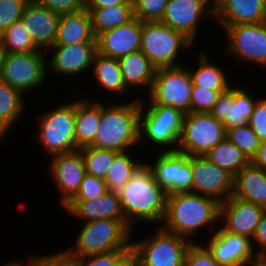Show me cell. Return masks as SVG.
I'll return each mask as SVG.
<instances>
[{"label": "cell", "instance_id": "cell-49", "mask_svg": "<svg viewBox=\"0 0 266 266\" xmlns=\"http://www.w3.org/2000/svg\"><path fill=\"white\" fill-rule=\"evenodd\" d=\"M119 4H133V0H85V7H108Z\"/></svg>", "mask_w": 266, "mask_h": 266}, {"label": "cell", "instance_id": "cell-12", "mask_svg": "<svg viewBox=\"0 0 266 266\" xmlns=\"http://www.w3.org/2000/svg\"><path fill=\"white\" fill-rule=\"evenodd\" d=\"M226 138L223 122L210 113H187L183 117L178 152L189 156L204 155Z\"/></svg>", "mask_w": 266, "mask_h": 266}, {"label": "cell", "instance_id": "cell-20", "mask_svg": "<svg viewBox=\"0 0 266 266\" xmlns=\"http://www.w3.org/2000/svg\"><path fill=\"white\" fill-rule=\"evenodd\" d=\"M265 208L231 195L220 203V226L229 233L252 239Z\"/></svg>", "mask_w": 266, "mask_h": 266}, {"label": "cell", "instance_id": "cell-10", "mask_svg": "<svg viewBox=\"0 0 266 266\" xmlns=\"http://www.w3.org/2000/svg\"><path fill=\"white\" fill-rule=\"evenodd\" d=\"M1 80L7 82L26 97L37 89L39 91L48 80L46 52H4Z\"/></svg>", "mask_w": 266, "mask_h": 266}, {"label": "cell", "instance_id": "cell-37", "mask_svg": "<svg viewBox=\"0 0 266 266\" xmlns=\"http://www.w3.org/2000/svg\"><path fill=\"white\" fill-rule=\"evenodd\" d=\"M226 138L238 147L249 161L255 156L262 142L249 124L226 128Z\"/></svg>", "mask_w": 266, "mask_h": 266}, {"label": "cell", "instance_id": "cell-47", "mask_svg": "<svg viewBox=\"0 0 266 266\" xmlns=\"http://www.w3.org/2000/svg\"><path fill=\"white\" fill-rule=\"evenodd\" d=\"M252 245L259 258H266V210L256 226L252 237Z\"/></svg>", "mask_w": 266, "mask_h": 266}, {"label": "cell", "instance_id": "cell-43", "mask_svg": "<svg viewBox=\"0 0 266 266\" xmlns=\"http://www.w3.org/2000/svg\"><path fill=\"white\" fill-rule=\"evenodd\" d=\"M184 266H223L217 263L211 252L201 240L200 243H191L187 250Z\"/></svg>", "mask_w": 266, "mask_h": 266}, {"label": "cell", "instance_id": "cell-35", "mask_svg": "<svg viewBox=\"0 0 266 266\" xmlns=\"http://www.w3.org/2000/svg\"><path fill=\"white\" fill-rule=\"evenodd\" d=\"M0 49L5 53L46 52L34 44L21 19L0 35Z\"/></svg>", "mask_w": 266, "mask_h": 266}, {"label": "cell", "instance_id": "cell-22", "mask_svg": "<svg viewBox=\"0 0 266 266\" xmlns=\"http://www.w3.org/2000/svg\"><path fill=\"white\" fill-rule=\"evenodd\" d=\"M34 44L43 51L54 45L60 15L35 1H28L21 17Z\"/></svg>", "mask_w": 266, "mask_h": 266}, {"label": "cell", "instance_id": "cell-3", "mask_svg": "<svg viewBox=\"0 0 266 266\" xmlns=\"http://www.w3.org/2000/svg\"><path fill=\"white\" fill-rule=\"evenodd\" d=\"M140 98L135 96L128 102L101 100L100 124L89 146L118 153L138 149Z\"/></svg>", "mask_w": 266, "mask_h": 266}, {"label": "cell", "instance_id": "cell-2", "mask_svg": "<svg viewBox=\"0 0 266 266\" xmlns=\"http://www.w3.org/2000/svg\"><path fill=\"white\" fill-rule=\"evenodd\" d=\"M117 192L125 220L132 230H135V225H162L167 193L155 181L153 172L146 162Z\"/></svg>", "mask_w": 266, "mask_h": 266}, {"label": "cell", "instance_id": "cell-6", "mask_svg": "<svg viewBox=\"0 0 266 266\" xmlns=\"http://www.w3.org/2000/svg\"><path fill=\"white\" fill-rule=\"evenodd\" d=\"M184 114L173 107L143 105L140 102L139 147L155 148L153 151H177L182 133ZM151 144L153 147H151ZM142 145V146H141Z\"/></svg>", "mask_w": 266, "mask_h": 266}, {"label": "cell", "instance_id": "cell-15", "mask_svg": "<svg viewBox=\"0 0 266 266\" xmlns=\"http://www.w3.org/2000/svg\"><path fill=\"white\" fill-rule=\"evenodd\" d=\"M156 154L155 157L152 156V162H145L152 170L155 181L167 195L192 192L193 175L189 155L178 151H156Z\"/></svg>", "mask_w": 266, "mask_h": 266}, {"label": "cell", "instance_id": "cell-8", "mask_svg": "<svg viewBox=\"0 0 266 266\" xmlns=\"http://www.w3.org/2000/svg\"><path fill=\"white\" fill-rule=\"evenodd\" d=\"M155 229L153 233L139 240L135 239L136 232L132 231L133 265L184 266L185 256L192 242L161 226Z\"/></svg>", "mask_w": 266, "mask_h": 266}, {"label": "cell", "instance_id": "cell-19", "mask_svg": "<svg viewBox=\"0 0 266 266\" xmlns=\"http://www.w3.org/2000/svg\"><path fill=\"white\" fill-rule=\"evenodd\" d=\"M235 84L222 93L212 110L209 112L214 118L224 123L226 128L246 125L254 111L258 96L251 93L249 86L241 87V82ZM247 88V90H246ZM255 96V97H254Z\"/></svg>", "mask_w": 266, "mask_h": 266}, {"label": "cell", "instance_id": "cell-45", "mask_svg": "<svg viewBox=\"0 0 266 266\" xmlns=\"http://www.w3.org/2000/svg\"><path fill=\"white\" fill-rule=\"evenodd\" d=\"M36 3L46 6L53 13L63 15L78 12L85 8V0H34Z\"/></svg>", "mask_w": 266, "mask_h": 266}, {"label": "cell", "instance_id": "cell-48", "mask_svg": "<svg viewBox=\"0 0 266 266\" xmlns=\"http://www.w3.org/2000/svg\"><path fill=\"white\" fill-rule=\"evenodd\" d=\"M250 163L266 171V141H262Z\"/></svg>", "mask_w": 266, "mask_h": 266}, {"label": "cell", "instance_id": "cell-21", "mask_svg": "<svg viewBox=\"0 0 266 266\" xmlns=\"http://www.w3.org/2000/svg\"><path fill=\"white\" fill-rule=\"evenodd\" d=\"M142 21L134 18L130 22L101 33L97 38L100 55L119 59L140 50Z\"/></svg>", "mask_w": 266, "mask_h": 266}, {"label": "cell", "instance_id": "cell-41", "mask_svg": "<svg viewBox=\"0 0 266 266\" xmlns=\"http://www.w3.org/2000/svg\"><path fill=\"white\" fill-rule=\"evenodd\" d=\"M108 191L104 179L85 174L77 194L70 201H88L99 198Z\"/></svg>", "mask_w": 266, "mask_h": 266}, {"label": "cell", "instance_id": "cell-27", "mask_svg": "<svg viewBox=\"0 0 266 266\" xmlns=\"http://www.w3.org/2000/svg\"><path fill=\"white\" fill-rule=\"evenodd\" d=\"M118 62L123 81L130 91L133 92L138 89V95L140 91L147 94L150 91L157 69L147 56L139 50L119 58Z\"/></svg>", "mask_w": 266, "mask_h": 266}, {"label": "cell", "instance_id": "cell-16", "mask_svg": "<svg viewBox=\"0 0 266 266\" xmlns=\"http://www.w3.org/2000/svg\"><path fill=\"white\" fill-rule=\"evenodd\" d=\"M206 238H203L206 243L204 245L220 265L248 266L260 259L254 251L252 239L247 236L226 232L219 226L213 234Z\"/></svg>", "mask_w": 266, "mask_h": 266}, {"label": "cell", "instance_id": "cell-53", "mask_svg": "<svg viewBox=\"0 0 266 266\" xmlns=\"http://www.w3.org/2000/svg\"><path fill=\"white\" fill-rule=\"evenodd\" d=\"M263 23L266 25V0H264V15H263Z\"/></svg>", "mask_w": 266, "mask_h": 266}, {"label": "cell", "instance_id": "cell-52", "mask_svg": "<svg viewBox=\"0 0 266 266\" xmlns=\"http://www.w3.org/2000/svg\"><path fill=\"white\" fill-rule=\"evenodd\" d=\"M248 266H266V258H260L259 260L249 264Z\"/></svg>", "mask_w": 266, "mask_h": 266}, {"label": "cell", "instance_id": "cell-23", "mask_svg": "<svg viewBox=\"0 0 266 266\" xmlns=\"http://www.w3.org/2000/svg\"><path fill=\"white\" fill-rule=\"evenodd\" d=\"M62 210L80 223L99 219H125L117 191H107L94 200L69 201Z\"/></svg>", "mask_w": 266, "mask_h": 266}, {"label": "cell", "instance_id": "cell-34", "mask_svg": "<svg viewBox=\"0 0 266 266\" xmlns=\"http://www.w3.org/2000/svg\"><path fill=\"white\" fill-rule=\"evenodd\" d=\"M204 156L233 177L250 163L243 152L227 138L211 148Z\"/></svg>", "mask_w": 266, "mask_h": 266}, {"label": "cell", "instance_id": "cell-54", "mask_svg": "<svg viewBox=\"0 0 266 266\" xmlns=\"http://www.w3.org/2000/svg\"><path fill=\"white\" fill-rule=\"evenodd\" d=\"M3 54H4V52L0 49V79H1V67H2Z\"/></svg>", "mask_w": 266, "mask_h": 266}, {"label": "cell", "instance_id": "cell-28", "mask_svg": "<svg viewBox=\"0 0 266 266\" xmlns=\"http://www.w3.org/2000/svg\"><path fill=\"white\" fill-rule=\"evenodd\" d=\"M200 50L196 54V68L194 66L192 68L186 64L190 71L193 85H199L213 90H229L235 84L229 77L230 73H227V69L229 68L225 70V67L219 66L221 62L216 63V61H211V52L208 53L203 48H200Z\"/></svg>", "mask_w": 266, "mask_h": 266}, {"label": "cell", "instance_id": "cell-7", "mask_svg": "<svg viewBox=\"0 0 266 266\" xmlns=\"http://www.w3.org/2000/svg\"><path fill=\"white\" fill-rule=\"evenodd\" d=\"M33 136L48 157L76 150L75 100L61 102L37 116Z\"/></svg>", "mask_w": 266, "mask_h": 266}, {"label": "cell", "instance_id": "cell-5", "mask_svg": "<svg viewBox=\"0 0 266 266\" xmlns=\"http://www.w3.org/2000/svg\"><path fill=\"white\" fill-rule=\"evenodd\" d=\"M194 47H198L197 44L184 33L174 30L160 21L142 22L140 51L156 68L186 64L187 61L182 62L179 58L181 56L184 59L187 52Z\"/></svg>", "mask_w": 266, "mask_h": 266}, {"label": "cell", "instance_id": "cell-13", "mask_svg": "<svg viewBox=\"0 0 266 266\" xmlns=\"http://www.w3.org/2000/svg\"><path fill=\"white\" fill-rule=\"evenodd\" d=\"M96 53L97 42L53 45L46 51L48 82L51 79L50 77H53L50 75L51 73L56 74L58 77L63 75L62 78L72 77L75 79L77 76H83V74L86 76L91 71Z\"/></svg>", "mask_w": 266, "mask_h": 266}, {"label": "cell", "instance_id": "cell-36", "mask_svg": "<svg viewBox=\"0 0 266 266\" xmlns=\"http://www.w3.org/2000/svg\"><path fill=\"white\" fill-rule=\"evenodd\" d=\"M79 150L82 154L86 174L101 179L106 177L114 157L118 154L116 151L91 146L82 147Z\"/></svg>", "mask_w": 266, "mask_h": 266}, {"label": "cell", "instance_id": "cell-31", "mask_svg": "<svg viewBox=\"0 0 266 266\" xmlns=\"http://www.w3.org/2000/svg\"><path fill=\"white\" fill-rule=\"evenodd\" d=\"M85 8L90 13L92 30L95 38L101 33L126 24L135 18L134 4Z\"/></svg>", "mask_w": 266, "mask_h": 266}, {"label": "cell", "instance_id": "cell-33", "mask_svg": "<svg viewBox=\"0 0 266 266\" xmlns=\"http://www.w3.org/2000/svg\"><path fill=\"white\" fill-rule=\"evenodd\" d=\"M25 100L26 97L20 91L0 79V122L10 131L25 116Z\"/></svg>", "mask_w": 266, "mask_h": 266}, {"label": "cell", "instance_id": "cell-14", "mask_svg": "<svg viewBox=\"0 0 266 266\" xmlns=\"http://www.w3.org/2000/svg\"><path fill=\"white\" fill-rule=\"evenodd\" d=\"M208 18L214 19V4L211 0H168L160 22L184 33L196 44L199 34L202 35L199 32L204 21L207 19L205 23L210 22Z\"/></svg>", "mask_w": 266, "mask_h": 266}, {"label": "cell", "instance_id": "cell-46", "mask_svg": "<svg viewBox=\"0 0 266 266\" xmlns=\"http://www.w3.org/2000/svg\"><path fill=\"white\" fill-rule=\"evenodd\" d=\"M32 266H74V257H70L64 250L48 255H34Z\"/></svg>", "mask_w": 266, "mask_h": 266}, {"label": "cell", "instance_id": "cell-4", "mask_svg": "<svg viewBox=\"0 0 266 266\" xmlns=\"http://www.w3.org/2000/svg\"><path fill=\"white\" fill-rule=\"evenodd\" d=\"M74 245L65 252L70 257H85L117 249H132V229L125 219H99L80 223Z\"/></svg>", "mask_w": 266, "mask_h": 266}, {"label": "cell", "instance_id": "cell-29", "mask_svg": "<svg viewBox=\"0 0 266 266\" xmlns=\"http://www.w3.org/2000/svg\"><path fill=\"white\" fill-rule=\"evenodd\" d=\"M232 195L266 209V171L249 163L234 176Z\"/></svg>", "mask_w": 266, "mask_h": 266}, {"label": "cell", "instance_id": "cell-42", "mask_svg": "<svg viewBox=\"0 0 266 266\" xmlns=\"http://www.w3.org/2000/svg\"><path fill=\"white\" fill-rule=\"evenodd\" d=\"M28 0H0V35L21 19Z\"/></svg>", "mask_w": 266, "mask_h": 266}, {"label": "cell", "instance_id": "cell-1", "mask_svg": "<svg viewBox=\"0 0 266 266\" xmlns=\"http://www.w3.org/2000/svg\"><path fill=\"white\" fill-rule=\"evenodd\" d=\"M220 226V202L194 192L167 195L166 211L161 227L192 243L201 231L209 236ZM196 237V238H195Z\"/></svg>", "mask_w": 266, "mask_h": 266}, {"label": "cell", "instance_id": "cell-38", "mask_svg": "<svg viewBox=\"0 0 266 266\" xmlns=\"http://www.w3.org/2000/svg\"><path fill=\"white\" fill-rule=\"evenodd\" d=\"M132 249H117L108 253L74 257V266H131Z\"/></svg>", "mask_w": 266, "mask_h": 266}, {"label": "cell", "instance_id": "cell-30", "mask_svg": "<svg viewBox=\"0 0 266 266\" xmlns=\"http://www.w3.org/2000/svg\"><path fill=\"white\" fill-rule=\"evenodd\" d=\"M80 42H97L92 30L91 16L86 8L60 15L54 45H70Z\"/></svg>", "mask_w": 266, "mask_h": 266}, {"label": "cell", "instance_id": "cell-11", "mask_svg": "<svg viewBox=\"0 0 266 266\" xmlns=\"http://www.w3.org/2000/svg\"><path fill=\"white\" fill-rule=\"evenodd\" d=\"M227 48L223 52L232 56L237 63L251 64L260 70H266V25L262 23L235 24L221 27ZM240 61V62H239ZM245 62V63H244ZM256 65V66H255Z\"/></svg>", "mask_w": 266, "mask_h": 266}, {"label": "cell", "instance_id": "cell-26", "mask_svg": "<svg viewBox=\"0 0 266 266\" xmlns=\"http://www.w3.org/2000/svg\"><path fill=\"white\" fill-rule=\"evenodd\" d=\"M86 96L75 99L76 150L89 146L94 141L101 119V99H96L98 95L91 98L89 94Z\"/></svg>", "mask_w": 266, "mask_h": 266}, {"label": "cell", "instance_id": "cell-32", "mask_svg": "<svg viewBox=\"0 0 266 266\" xmlns=\"http://www.w3.org/2000/svg\"><path fill=\"white\" fill-rule=\"evenodd\" d=\"M137 151L134 149V152L132 150L120 152L114 157L113 163L104 178L109 191H119L145 162L142 157L140 159L138 155H135ZM136 157L139 159H136Z\"/></svg>", "mask_w": 266, "mask_h": 266}, {"label": "cell", "instance_id": "cell-9", "mask_svg": "<svg viewBox=\"0 0 266 266\" xmlns=\"http://www.w3.org/2000/svg\"><path fill=\"white\" fill-rule=\"evenodd\" d=\"M193 81L188 67L157 68L150 91L140 98L143 105L169 106L183 114L191 112Z\"/></svg>", "mask_w": 266, "mask_h": 266}, {"label": "cell", "instance_id": "cell-18", "mask_svg": "<svg viewBox=\"0 0 266 266\" xmlns=\"http://www.w3.org/2000/svg\"><path fill=\"white\" fill-rule=\"evenodd\" d=\"M193 185L192 192L226 201L233 194L234 177L210 162L204 155L189 156Z\"/></svg>", "mask_w": 266, "mask_h": 266}, {"label": "cell", "instance_id": "cell-25", "mask_svg": "<svg viewBox=\"0 0 266 266\" xmlns=\"http://www.w3.org/2000/svg\"><path fill=\"white\" fill-rule=\"evenodd\" d=\"M89 76L93 78V82H96V88L106 91V95H109L108 99L112 96V98L115 97V100L119 101L123 97L122 99L125 98V101H128L127 96H124L131 94L132 91H129L130 89L123 81L118 59L106 57L97 52L94 55Z\"/></svg>", "mask_w": 266, "mask_h": 266}, {"label": "cell", "instance_id": "cell-39", "mask_svg": "<svg viewBox=\"0 0 266 266\" xmlns=\"http://www.w3.org/2000/svg\"><path fill=\"white\" fill-rule=\"evenodd\" d=\"M228 90H213L199 85H193L191 92V112L209 113L219 96Z\"/></svg>", "mask_w": 266, "mask_h": 266}, {"label": "cell", "instance_id": "cell-44", "mask_svg": "<svg viewBox=\"0 0 266 266\" xmlns=\"http://www.w3.org/2000/svg\"><path fill=\"white\" fill-rule=\"evenodd\" d=\"M248 124L261 141H266V94L259 96Z\"/></svg>", "mask_w": 266, "mask_h": 266}, {"label": "cell", "instance_id": "cell-51", "mask_svg": "<svg viewBox=\"0 0 266 266\" xmlns=\"http://www.w3.org/2000/svg\"><path fill=\"white\" fill-rule=\"evenodd\" d=\"M8 132H12V131H10L6 126H4L0 122V143H1V141L3 142V139L6 138V135L8 134Z\"/></svg>", "mask_w": 266, "mask_h": 266}, {"label": "cell", "instance_id": "cell-24", "mask_svg": "<svg viewBox=\"0 0 266 266\" xmlns=\"http://www.w3.org/2000/svg\"><path fill=\"white\" fill-rule=\"evenodd\" d=\"M264 0H217L214 3L215 27L262 23Z\"/></svg>", "mask_w": 266, "mask_h": 266}, {"label": "cell", "instance_id": "cell-17", "mask_svg": "<svg viewBox=\"0 0 266 266\" xmlns=\"http://www.w3.org/2000/svg\"><path fill=\"white\" fill-rule=\"evenodd\" d=\"M49 172L52 184L56 186L60 197L58 204L61 209L77 194L80 184L86 174L81 151L50 156Z\"/></svg>", "mask_w": 266, "mask_h": 266}, {"label": "cell", "instance_id": "cell-40", "mask_svg": "<svg viewBox=\"0 0 266 266\" xmlns=\"http://www.w3.org/2000/svg\"><path fill=\"white\" fill-rule=\"evenodd\" d=\"M168 0H133L134 15L142 22L161 21Z\"/></svg>", "mask_w": 266, "mask_h": 266}, {"label": "cell", "instance_id": "cell-50", "mask_svg": "<svg viewBox=\"0 0 266 266\" xmlns=\"http://www.w3.org/2000/svg\"><path fill=\"white\" fill-rule=\"evenodd\" d=\"M27 259V261L25 260V261H23V260H19V258L17 259V260H12L11 262H7V263H5L4 265H2V266H32V256H30V257H28V258H26ZM25 262H26V264H25Z\"/></svg>", "mask_w": 266, "mask_h": 266}]
</instances>
